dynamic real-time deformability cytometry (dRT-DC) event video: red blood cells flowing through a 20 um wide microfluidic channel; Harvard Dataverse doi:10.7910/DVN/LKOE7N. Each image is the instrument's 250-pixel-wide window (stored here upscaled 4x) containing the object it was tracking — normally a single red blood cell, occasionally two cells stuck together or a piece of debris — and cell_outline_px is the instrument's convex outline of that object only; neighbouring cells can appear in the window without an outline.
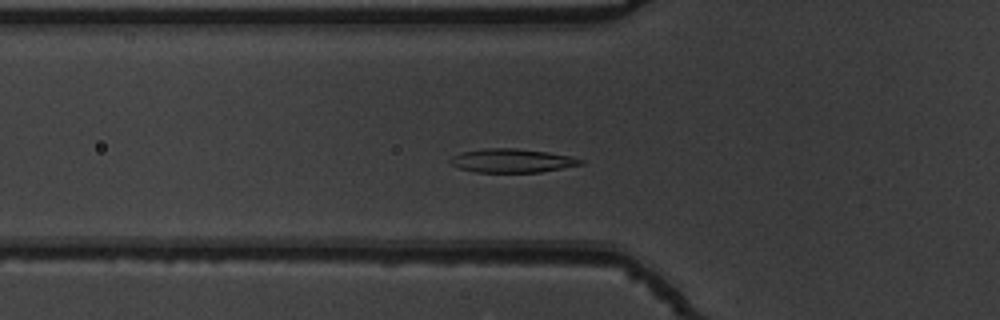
{"species": "common noctule bat (a hibernating species)", "species_latin": "Nyctalus noctula", "temperature_condition": "warm", "stored_images_in_passage": 51, "camera_frame_rate_fps": 3000, "um_per_image_px": 0.085, "animal": {"sex": "male", "body_mass_g": 19.5, "forearm_length_mm": 54.6}, "frame": {"image": 1, "passage_image": 16, "time_ms": 5.0, "image_size_px": [1000, 320], "cell_outline_px": [[584, 164], [540, 172], [476, 172], [460, 168], [452, 164], [448, 160], [452, 156], [460, 152], [484, 148], [516, 148], [548, 152], [572, 156], [584, 160]], "centroid_in_image_um": [43.53, 13.64], "position_along_channel_um": 82.3, "area_um2": 18.09}}
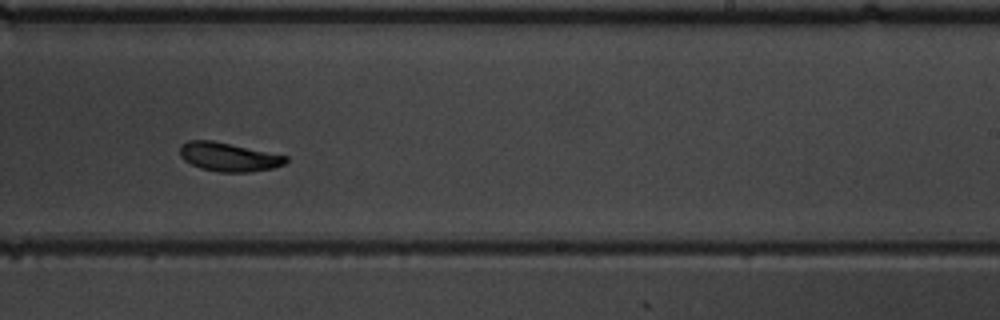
{"frame": {"image": 2, "passage_image": 31, "time_ms": 10.0, "image_size_px": [1000, 320], "cell_outline_px": [[288, 160], [284, 164], [272, 168], [248, 172], [220, 172], [200, 168], [184, 160], [180, 156], [180, 144], [188, 140], [212, 140], [288, 156]], "centroid_in_image_um": [19.41, 13.33], "position_along_channel_um": 269.6, "area_um2": 17.69}}
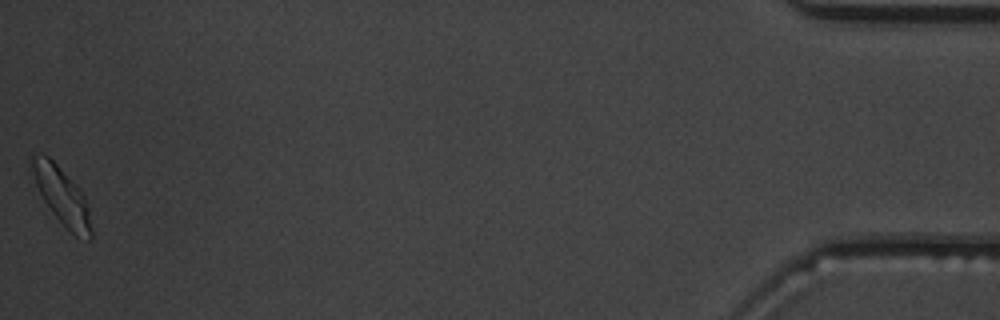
{"frame": {"image": 3, "passage_image": 51, "time_ms": 16.667, "image_size_px": [1000, 320], "cell_outline_px": [[92, 236], [88, 240], [76, 236], [52, 212], [44, 200], [36, 184], [28, 160], [32, 156], [48, 156], [80, 188], [84, 196], [88, 208], [92, 228]], "centroid_in_image_um": [5.27, 16.65], "position_along_channel_um": 429.9, "area_um2": 19.25}, "authors_computed_cell_mechanics": {"area_um2": 18.0336, "velocity_mm_per_s": 3.7525, "shape_relaxation_time_tau1_ms": 3.2186, "shape_relaxation_time_tau2_ms": 2.8943, "deformation_change_tau1": 0.1207, "deformation_change_tau2": 0.0604}}